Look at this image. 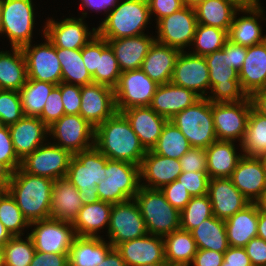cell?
Returning a JSON list of instances; mask_svg holds the SVG:
<instances>
[{
    "label": "cell",
    "mask_w": 266,
    "mask_h": 266,
    "mask_svg": "<svg viewBox=\"0 0 266 266\" xmlns=\"http://www.w3.org/2000/svg\"><path fill=\"white\" fill-rule=\"evenodd\" d=\"M224 260L223 252L208 249H197L190 265L193 266H221Z\"/></svg>",
    "instance_id": "cell-61"
},
{
    "label": "cell",
    "mask_w": 266,
    "mask_h": 266,
    "mask_svg": "<svg viewBox=\"0 0 266 266\" xmlns=\"http://www.w3.org/2000/svg\"><path fill=\"white\" fill-rule=\"evenodd\" d=\"M81 1V7L90 9L92 11L96 12H102L107 13L112 10V7H114L119 0H80Z\"/></svg>",
    "instance_id": "cell-64"
},
{
    "label": "cell",
    "mask_w": 266,
    "mask_h": 266,
    "mask_svg": "<svg viewBox=\"0 0 266 266\" xmlns=\"http://www.w3.org/2000/svg\"><path fill=\"white\" fill-rule=\"evenodd\" d=\"M53 184L52 179L29 174L21 167L13 172L7 190L29 224L50 218Z\"/></svg>",
    "instance_id": "cell-2"
},
{
    "label": "cell",
    "mask_w": 266,
    "mask_h": 266,
    "mask_svg": "<svg viewBox=\"0 0 266 266\" xmlns=\"http://www.w3.org/2000/svg\"><path fill=\"white\" fill-rule=\"evenodd\" d=\"M207 195L213 215L224 221L250 204L230 178H211Z\"/></svg>",
    "instance_id": "cell-23"
},
{
    "label": "cell",
    "mask_w": 266,
    "mask_h": 266,
    "mask_svg": "<svg viewBox=\"0 0 266 266\" xmlns=\"http://www.w3.org/2000/svg\"><path fill=\"white\" fill-rule=\"evenodd\" d=\"M252 103L250 97L238 102L212 103L217 140L243 141Z\"/></svg>",
    "instance_id": "cell-12"
},
{
    "label": "cell",
    "mask_w": 266,
    "mask_h": 266,
    "mask_svg": "<svg viewBox=\"0 0 266 266\" xmlns=\"http://www.w3.org/2000/svg\"><path fill=\"white\" fill-rule=\"evenodd\" d=\"M257 237L266 241V213L259 212L258 209V225Z\"/></svg>",
    "instance_id": "cell-68"
},
{
    "label": "cell",
    "mask_w": 266,
    "mask_h": 266,
    "mask_svg": "<svg viewBox=\"0 0 266 266\" xmlns=\"http://www.w3.org/2000/svg\"><path fill=\"white\" fill-rule=\"evenodd\" d=\"M259 158L261 159V161H262V163H263V166H264V168L266 169V151L263 152V153L259 156Z\"/></svg>",
    "instance_id": "cell-74"
},
{
    "label": "cell",
    "mask_w": 266,
    "mask_h": 266,
    "mask_svg": "<svg viewBox=\"0 0 266 266\" xmlns=\"http://www.w3.org/2000/svg\"><path fill=\"white\" fill-rule=\"evenodd\" d=\"M186 137L191 147L208 148L217 140L212 102L200 98L170 119Z\"/></svg>",
    "instance_id": "cell-7"
},
{
    "label": "cell",
    "mask_w": 266,
    "mask_h": 266,
    "mask_svg": "<svg viewBox=\"0 0 266 266\" xmlns=\"http://www.w3.org/2000/svg\"><path fill=\"white\" fill-rule=\"evenodd\" d=\"M106 179L97 185L100 201L117 204L134 199L140 188V166L126 161L108 160Z\"/></svg>",
    "instance_id": "cell-6"
},
{
    "label": "cell",
    "mask_w": 266,
    "mask_h": 266,
    "mask_svg": "<svg viewBox=\"0 0 266 266\" xmlns=\"http://www.w3.org/2000/svg\"><path fill=\"white\" fill-rule=\"evenodd\" d=\"M156 23V42L180 51H185L184 48L191 46L198 24L195 9L188 6L163 17Z\"/></svg>",
    "instance_id": "cell-15"
},
{
    "label": "cell",
    "mask_w": 266,
    "mask_h": 266,
    "mask_svg": "<svg viewBox=\"0 0 266 266\" xmlns=\"http://www.w3.org/2000/svg\"><path fill=\"white\" fill-rule=\"evenodd\" d=\"M80 18H65L59 22L48 18L43 28V35L56 47L62 49H82L95 35L97 28L89 31L83 20L87 11Z\"/></svg>",
    "instance_id": "cell-18"
},
{
    "label": "cell",
    "mask_w": 266,
    "mask_h": 266,
    "mask_svg": "<svg viewBox=\"0 0 266 266\" xmlns=\"http://www.w3.org/2000/svg\"><path fill=\"white\" fill-rule=\"evenodd\" d=\"M171 83L206 98L210 89L209 69L204 56L181 51L176 59Z\"/></svg>",
    "instance_id": "cell-19"
},
{
    "label": "cell",
    "mask_w": 266,
    "mask_h": 266,
    "mask_svg": "<svg viewBox=\"0 0 266 266\" xmlns=\"http://www.w3.org/2000/svg\"><path fill=\"white\" fill-rule=\"evenodd\" d=\"M167 264L189 266L197 252L191 232L178 229L163 237Z\"/></svg>",
    "instance_id": "cell-39"
},
{
    "label": "cell",
    "mask_w": 266,
    "mask_h": 266,
    "mask_svg": "<svg viewBox=\"0 0 266 266\" xmlns=\"http://www.w3.org/2000/svg\"><path fill=\"white\" fill-rule=\"evenodd\" d=\"M209 69L210 91L207 99L212 103L238 102L247 95L241 89L239 72L227 66V54L221 49L204 56Z\"/></svg>",
    "instance_id": "cell-8"
},
{
    "label": "cell",
    "mask_w": 266,
    "mask_h": 266,
    "mask_svg": "<svg viewBox=\"0 0 266 266\" xmlns=\"http://www.w3.org/2000/svg\"><path fill=\"white\" fill-rule=\"evenodd\" d=\"M0 266H5L3 245H0Z\"/></svg>",
    "instance_id": "cell-73"
},
{
    "label": "cell",
    "mask_w": 266,
    "mask_h": 266,
    "mask_svg": "<svg viewBox=\"0 0 266 266\" xmlns=\"http://www.w3.org/2000/svg\"><path fill=\"white\" fill-rule=\"evenodd\" d=\"M239 83L248 97L266 89V40L247 47L246 58L239 71Z\"/></svg>",
    "instance_id": "cell-30"
},
{
    "label": "cell",
    "mask_w": 266,
    "mask_h": 266,
    "mask_svg": "<svg viewBox=\"0 0 266 266\" xmlns=\"http://www.w3.org/2000/svg\"><path fill=\"white\" fill-rule=\"evenodd\" d=\"M43 37L46 42L34 46L30 43L21 48L26 60L27 78L59 85L62 70L56 47Z\"/></svg>",
    "instance_id": "cell-17"
},
{
    "label": "cell",
    "mask_w": 266,
    "mask_h": 266,
    "mask_svg": "<svg viewBox=\"0 0 266 266\" xmlns=\"http://www.w3.org/2000/svg\"><path fill=\"white\" fill-rule=\"evenodd\" d=\"M121 75L117 59L107 40L98 35V62L93 83L103 84L112 88L118 85Z\"/></svg>",
    "instance_id": "cell-43"
},
{
    "label": "cell",
    "mask_w": 266,
    "mask_h": 266,
    "mask_svg": "<svg viewBox=\"0 0 266 266\" xmlns=\"http://www.w3.org/2000/svg\"><path fill=\"white\" fill-rule=\"evenodd\" d=\"M94 146L109 160L126 161L138 166L146 154L129 121L120 112L95 128Z\"/></svg>",
    "instance_id": "cell-1"
},
{
    "label": "cell",
    "mask_w": 266,
    "mask_h": 266,
    "mask_svg": "<svg viewBox=\"0 0 266 266\" xmlns=\"http://www.w3.org/2000/svg\"><path fill=\"white\" fill-rule=\"evenodd\" d=\"M200 98L194 91L169 82L157 87L150 107L160 116L170 120Z\"/></svg>",
    "instance_id": "cell-28"
},
{
    "label": "cell",
    "mask_w": 266,
    "mask_h": 266,
    "mask_svg": "<svg viewBox=\"0 0 266 266\" xmlns=\"http://www.w3.org/2000/svg\"><path fill=\"white\" fill-rule=\"evenodd\" d=\"M112 205L100 200L83 205L72 223L77 236L98 237V231L108 229Z\"/></svg>",
    "instance_id": "cell-35"
},
{
    "label": "cell",
    "mask_w": 266,
    "mask_h": 266,
    "mask_svg": "<svg viewBox=\"0 0 266 266\" xmlns=\"http://www.w3.org/2000/svg\"><path fill=\"white\" fill-rule=\"evenodd\" d=\"M2 3H3V0H0V34L2 32V20H1Z\"/></svg>",
    "instance_id": "cell-75"
},
{
    "label": "cell",
    "mask_w": 266,
    "mask_h": 266,
    "mask_svg": "<svg viewBox=\"0 0 266 266\" xmlns=\"http://www.w3.org/2000/svg\"><path fill=\"white\" fill-rule=\"evenodd\" d=\"M158 86L142 69L121 72L118 85L114 88L117 112L131 107L150 106Z\"/></svg>",
    "instance_id": "cell-13"
},
{
    "label": "cell",
    "mask_w": 266,
    "mask_h": 266,
    "mask_svg": "<svg viewBox=\"0 0 266 266\" xmlns=\"http://www.w3.org/2000/svg\"><path fill=\"white\" fill-rule=\"evenodd\" d=\"M126 266H143L154 263H166L164 240L162 236L147 234L119 244Z\"/></svg>",
    "instance_id": "cell-22"
},
{
    "label": "cell",
    "mask_w": 266,
    "mask_h": 266,
    "mask_svg": "<svg viewBox=\"0 0 266 266\" xmlns=\"http://www.w3.org/2000/svg\"><path fill=\"white\" fill-rule=\"evenodd\" d=\"M32 0H3L2 32L10 40L12 47L22 48L32 43L35 23V8Z\"/></svg>",
    "instance_id": "cell-9"
},
{
    "label": "cell",
    "mask_w": 266,
    "mask_h": 266,
    "mask_svg": "<svg viewBox=\"0 0 266 266\" xmlns=\"http://www.w3.org/2000/svg\"><path fill=\"white\" fill-rule=\"evenodd\" d=\"M61 98L62 96H61V83H60L48 95V98L46 99L45 105L43 107L42 114L39 116V118L48 127L65 114Z\"/></svg>",
    "instance_id": "cell-52"
},
{
    "label": "cell",
    "mask_w": 266,
    "mask_h": 266,
    "mask_svg": "<svg viewBox=\"0 0 266 266\" xmlns=\"http://www.w3.org/2000/svg\"><path fill=\"white\" fill-rule=\"evenodd\" d=\"M221 266H252V264L244 247L229 246L224 252V260Z\"/></svg>",
    "instance_id": "cell-62"
},
{
    "label": "cell",
    "mask_w": 266,
    "mask_h": 266,
    "mask_svg": "<svg viewBox=\"0 0 266 266\" xmlns=\"http://www.w3.org/2000/svg\"><path fill=\"white\" fill-rule=\"evenodd\" d=\"M243 155L259 157L266 151V117L251 108L245 136L239 144Z\"/></svg>",
    "instance_id": "cell-44"
},
{
    "label": "cell",
    "mask_w": 266,
    "mask_h": 266,
    "mask_svg": "<svg viewBox=\"0 0 266 266\" xmlns=\"http://www.w3.org/2000/svg\"><path fill=\"white\" fill-rule=\"evenodd\" d=\"M13 171L4 163L0 162V190H6L12 180Z\"/></svg>",
    "instance_id": "cell-67"
},
{
    "label": "cell",
    "mask_w": 266,
    "mask_h": 266,
    "mask_svg": "<svg viewBox=\"0 0 266 266\" xmlns=\"http://www.w3.org/2000/svg\"><path fill=\"white\" fill-rule=\"evenodd\" d=\"M61 96L65 114H79L81 108V86L61 82Z\"/></svg>",
    "instance_id": "cell-56"
},
{
    "label": "cell",
    "mask_w": 266,
    "mask_h": 266,
    "mask_svg": "<svg viewBox=\"0 0 266 266\" xmlns=\"http://www.w3.org/2000/svg\"><path fill=\"white\" fill-rule=\"evenodd\" d=\"M108 160L95 146L71 157L65 178L79 190L83 205L99 201L97 185L107 178Z\"/></svg>",
    "instance_id": "cell-4"
},
{
    "label": "cell",
    "mask_w": 266,
    "mask_h": 266,
    "mask_svg": "<svg viewBox=\"0 0 266 266\" xmlns=\"http://www.w3.org/2000/svg\"><path fill=\"white\" fill-rule=\"evenodd\" d=\"M228 40V32L218 27L197 24L196 32L193 38L195 50L191 54L205 56L212 52L221 50Z\"/></svg>",
    "instance_id": "cell-46"
},
{
    "label": "cell",
    "mask_w": 266,
    "mask_h": 266,
    "mask_svg": "<svg viewBox=\"0 0 266 266\" xmlns=\"http://www.w3.org/2000/svg\"><path fill=\"white\" fill-rule=\"evenodd\" d=\"M190 148L188 140L179 128L168 120L152 151L161 156L180 159Z\"/></svg>",
    "instance_id": "cell-45"
},
{
    "label": "cell",
    "mask_w": 266,
    "mask_h": 266,
    "mask_svg": "<svg viewBox=\"0 0 266 266\" xmlns=\"http://www.w3.org/2000/svg\"><path fill=\"white\" fill-rule=\"evenodd\" d=\"M182 172L207 170L206 151L204 148L191 147L180 159Z\"/></svg>",
    "instance_id": "cell-55"
},
{
    "label": "cell",
    "mask_w": 266,
    "mask_h": 266,
    "mask_svg": "<svg viewBox=\"0 0 266 266\" xmlns=\"http://www.w3.org/2000/svg\"><path fill=\"white\" fill-rule=\"evenodd\" d=\"M48 135L58 141L53 144L74 155L94 146L95 128L80 114H64L48 127Z\"/></svg>",
    "instance_id": "cell-11"
},
{
    "label": "cell",
    "mask_w": 266,
    "mask_h": 266,
    "mask_svg": "<svg viewBox=\"0 0 266 266\" xmlns=\"http://www.w3.org/2000/svg\"><path fill=\"white\" fill-rule=\"evenodd\" d=\"M252 266H266V241L261 238L251 239L244 247Z\"/></svg>",
    "instance_id": "cell-59"
},
{
    "label": "cell",
    "mask_w": 266,
    "mask_h": 266,
    "mask_svg": "<svg viewBox=\"0 0 266 266\" xmlns=\"http://www.w3.org/2000/svg\"><path fill=\"white\" fill-rule=\"evenodd\" d=\"M222 50L227 54V66L229 69H234L239 72L246 58L247 47L234 44L230 40H227Z\"/></svg>",
    "instance_id": "cell-58"
},
{
    "label": "cell",
    "mask_w": 266,
    "mask_h": 266,
    "mask_svg": "<svg viewBox=\"0 0 266 266\" xmlns=\"http://www.w3.org/2000/svg\"><path fill=\"white\" fill-rule=\"evenodd\" d=\"M166 263H154V264H147L143 266H164Z\"/></svg>",
    "instance_id": "cell-76"
},
{
    "label": "cell",
    "mask_w": 266,
    "mask_h": 266,
    "mask_svg": "<svg viewBox=\"0 0 266 266\" xmlns=\"http://www.w3.org/2000/svg\"><path fill=\"white\" fill-rule=\"evenodd\" d=\"M129 121L144 149L152 150L168 121L150 106L131 107L121 112Z\"/></svg>",
    "instance_id": "cell-26"
},
{
    "label": "cell",
    "mask_w": 266,
    "mask_h": 266,
    "mask_svg": "<svg viewBox=\"0 0 266 266\" xmlns=\"http://www.w3.org/2000/svg\"><path fill=\"white\" fill-rule=\"evenodd\" d=\"M238 4L241 8L248 7L259 3V0H232Z\"/></svg>",
    "instance_id": "cell-71"
},
{
    "label": "cell",
    "mask_w": 266,
    "mask_h": 266,
    "mask_svg": "<svg viewBox=\"0 0 266 266\" xmlns=\"http://www.w3.org/2000/svg\"><path fill=\"white\" fill-rule=\"evenodd\" d=\"M203 0H183L185 6L196 7Z\"/></svg>",
    "instance_id": "cell-72"
},
{
    "label": "cell",
    "mask_w": 266,
    "mask_h": 266,
    "mask_svg": "<svg viewBox=\"0 0 266 266\" xmlns=\"http://www.w3.org/2000/svg\"><path fill=\"white\" fill-rule=\"evenodd\" d=\"M230 179L250 203H255L266 189V169L256 156L243 155Z\"/></svg>",
    "instance_id": "cell-21"
},
{
    "label": "cell",
    "mask_w": 266,
    "mask_h": 266,
    "mask_svg": "<svg viewBox=\"0 0 266 266\" xmlns=\"http://www.w3.org/2000/svg\"><path fill=\"white\" fill-rule=\"evenodd\" d=\"M11 52L0 51V90L20 91L27 80L26 60L21 48Z\"/></svg>",
    "instance_id": "cell-38"
},
{
    "label": "cell",
    "mask_w": 266,
    "mask_h": 266,
    "mask_svg": "<svg viewBox=\"0 0 266 266\" xmlns=\"http://www.w3.org/2000/svg\"><path fill=\"white\" fill-rule=\"evenodd\" d=\"M214 216L208 195L191 197L180 212V228L191 232L207 218Z\"/></svg>",
    "instance_id": "cell-48"
},
{
    "label": "cell",
    "mask_w": 266,
    "mask_h": 266,
    "mask_svg": "<svg viewBox=\"0 0 266 266\" xmlns=\"http://www.w3.org/2000/svg\"><path fill=\"white\" fill-rule=\"evenodd\" d=\"M258 207L250 203L225 221L226 235L229 246L245 247L257 237Z\"/></svg>",
    "instance_id": "cell-33"
},
{
    "label": "cell",
    "mask_w": 266,
    "mask_h": 266,
    "mask_svg": "<svg viewBox=\"0 0 266 266\" xmlns=\"http://www.w3.org/2000/svg\"><path fill=\"white\" fill-rule=\"evenodd\" d=\"M160 191L165 196L167 202L180 212L186 207L191 199L186 188H184L177 179L163 186Z\"/></svg>",
    "instance_id": "cell-54"
},
{
    "label": "cell",
    "mask_w": 266,
    "mask_h": 266,
    "mask_svg": "<svg viewBox=\"0 0 266 266\" xmlns=\"http://www.w3.org/2000/svg\"><path fill=\"white\" fill-rule=\"evenodd\" d=\"M8 128L14 151L21 161L44 144L49 137L48 126L39 117L23 116Z\"/></svg>",
    "instance_id": "cell-25"
},
{
    "label": "cell",
    "mask_w": 266,
    "mask_h": 266,
    "mask_svg": "<svg viewBox=\"0 0 266 266\" xmlns=\"http://www.w3.org/2000/svg\"><path fill=\"white\" fill-rule=\"evenodd\" d=\"M30 266H69V254H54L35 251Z\"/></svg>",
    "instance_id": "cell-60"
},
{
    "label": "cell",
    "mask_w": 266,
    "mask_h": 266,
    "mask_svg": "<svg viewBox=\"0 0 266 266\" xmlns=\"http://www.w3.org/2000/svg\"><path fill=\"white\" fill-rule=\"evenodd\" d=\"M240 8L232 0H203L194 7L198 24L218 27L227 32Z\"/></svg>",
    "instance_id": "cell-37"
},
{
    "label": "cell",
    "mask_w": 266,
    "mask_h": 266,
    "mask_svg": "<svg viewBox=\"0 0 266 266\" xmlns=\"http://www.w3.org/2000/svg\"><path fill=\"white\" fill-rule=\"evenodd\" d=\"M116 112L114 88L98 83L81 86L79 114L94 128Z\"/></svg>",
    "instance_id": "cell-20"
},
{
    "label": "cell",
    "mask_w": 266,
    "mask_h": 266,
    "mask_svg": "<svg viewBox=\"0 0 266 266\" xmlns=\"http://www.w3.org/2000/svg\"><path fill=\"white\" fill-rule=\"evenodd\" d=\"M180 52L177 48L155 41L144 58L141 69L157 84L169 83Z\"/></svg>",
    "instance_id": "cell-32"
},
{
    "label": "cell",
    "mask_w": 266,
    "mask_h": 266,
    "mask_svg": "<svg viewBox=\"0 0 266 266\" xmlns=\"http://www.w3.org/2000/svg\"><path fill=\"white\" fill-rule=\"evenodd\" d=\"M182 173L179 159H172L147 150L140 165V186L149 189H161L175 181ZM144 179V180H143Z\"/></svg>",
    "instance_id": "cell-24"
},
{
    "label": "cell",
    "mask_w": 266,
    "mask_h": 266,
    "mask_svg": "<svg viewBox=\"0 0 266 266\" xmlns=\"http://www.w3.org/2000/svg\"><path fill=\"white\" fill-rule=\"evenodd\" d=\"M164 266H186V265H177V264H165Z\"/></svg>",
    "instance_id": "cell-77"
},
{
    "label": "cell",
    "mask_w": 266,
    "mask_h": 266,
    "mask_svg": "<svg viewBox=\"0 0 266 266\" xmlns=\"http://www.w3.org/2000/svg\"><path fill=\"white\" fill-rule=\"evenodd\" d=\"M252 108L266 117V89L259 90L250 96Z\"/></svg>",
    "instance_id": "cell-65"
},
{
    "label": "cell",
    "mask_w": 266,
    "mask_h": 266,
    "mask_svg": "<svg viewBox=\"0 0 266 266\" xmlns=\"http://www.w3.org/2000/svg\"><path fill=\"white\" fill-rule=\"evenodd\" d=\"M97 266H126L125 261L122 259L120 252L116 248H112L104 260Z\"/></svg>",
    "instance_id": "cell-66"
},
{
    "label": "cell",
    "mask_w": 266,
    "mask_h": 266,
    "mask_svg": "<svg viewBox=\"0 0 266 266\" xmlns=\"http://www.w3.org/2000/svg\"><path fill=\"white\" fill-rule=\"evenodd\" d=\"M0 221L12 236H22L30 225L7 189L0 190Z\"/></svg>",
    "instance_id": "cell-47"
},
{
    "label": "cell",
    "mask_w": 266,
    "mask_h": 266,
    "mask_svg": "<svg viewBox=\"0 0 266 266\" xmlns=\"http://www.w3.org/2000/svg\"><path fill=\"white\" fill-rule=\"evenodd\" d=\"M31 226L34 228L28 235L31 237L36 251L54 254L70 253L77 237L72 223L47 218L32 222L29 227Z\"/></svg>",
    "instance_id": "cell-10"
},
{
    "label": "cell",
    "mask_w": 266,
    "mask_h": 266,
    "mask_svg": "<svg viewBox=\"0 0 266 266\" xmlns=\"http://www.w3.org/2000/svg\"><path fill=\"white\" fill-rule=\"evenodd\" d=\"M149 6L150 16L154 14L156 21L158 22L165 16L183 8L185 5L183 0H147Z\"/></svg>",
    "instance_id": "cell-57"
},
{
    "label": "cell",
    "mask_w": 266,
    "mask_h": 266,
    "mask_svg": "<svg viewBox=\"0 0 266 266\" xmlns=\"http://www.w3.org/2000/svg\"><path fill=\"white\" fill-rule=\"evenodd\" d=\"M234 141L213 142L206 151L209 178H230L238 161L243 156L237 154Z\"/></svg>",
    "instance_id": "cell-34"
},
{
    "label": "cell",
    "mask_w": 266,
    "mask_h": 266,
    "mask_svg": "<svg viewBox=\"0 0 266 266\" xmlns=\"http://www.w3.org/2000/svg\"><path fill=\"white\" fill-rule=\"evenodd\" d=\"M255 203L257 204L259 212L266 213V189Z\"/></svg>",
    "instance_id": "cell-70"
},
{
    "label": "cell",
    "mask_w": 266,
    "mask_h": 266,
    "mask_svg": "<svg viewBox=\"0 0 266 266\" xmlns=\"http://www.w3.org/2000/svg\"><path fill=\"white\" fill-rule=\"evenodd\" d=\"M239 12L247 14V16L242 15L237 18L236 15ZM239 12H236L234 15L233 22L228 31V40L245 47L264 42L266 35L262 34V27L258 22V18L266 20L261 4L258 3L252 6L242 7L239 9Z\"/></svg>",
    "instance_id": "cell-27"
},
{
    "label": "cell",
    "mask_w": 266,
    "mask_h": 266,
    "mask_svg": "<svg viewBox=\"0 0 266 266\" xmlns=\"http://www.w3.org/2000/svg\"><path fill=\"white\" fill-rule=\"evenodd\" d=\"M177 180L186 188L191 197L204 196L208 193L210 178L207 170L182 172Z\"/></svg>",
    "instance_id": "cell-51"
},
{
    "label": "cell",
    "mask_w": 266,
    "mask_h": 266,
    "mask_svg": "<svg viewBox=\"0 0 266 266\" xmlns=\"http://www.w3.org/2000/svg\"><path fill=\"white\" fill-rule=\"evenodd\" d=\"M83 202L79 190L65 177L54 180L51 192L50 218L73 223Z\"/></svg>",
    "instance_id": "cell-31"
},
{
    "label": "cell",
    "mask_w": 266,
    "mask_h": 266,
    "mask_svg": "<svg viewBox=\"0 0 266 266\" xmlns=\"http://www.w3.org/2000/svg\"><path fill=\"white\" fill-rule=\"evenodd\" d=\"M113 246L102 236H77L69 253V266H97Z\"/></svg>",
    "instance_id": "cell-36"
},
{
    "label": "cell",
    "mask_w": 266,
    "mask_h": 266,
    "mask_svg": "<svg viewBox=\"0 0 266 266\" xmlns=\"http://www.w3.org/2000/svg\"><path fill=\"white\" fill-rule=\"evenodd\" d=\"M197 249L225 252L229 248L225 221L215 216L205 219L191 231Z\"/></svg>",
    "instance_id": "cell-40"
},
{
    "label": "cell",
    "mask_w": 266,
    "mask_h": 266,
    "mask_svg": "<svg viewBox=\"0 0 266 266\" xmlns=\"http://www.w3.org/2000/svg\"><path fill=\"white\" fill-rule=\"evenodd\" d=\"M82 58L88 72L92 76L95 73L98 62V34L95 35L83 48Z\"/></svg>",
    "instance_id": "cell-63"
},
{
    "label": "cell",
    "mask_w": 266,
    "mask_h": 266,
    "mask_svg": "<svg viewBox=\"0 0 266 266\" xmlns=\"http://www.w3.org/2000/svg\"><path fill=\"white\" fill-rule=\"evenodd\" d=\"M134 200L139 206L148 234L164 237L180 229V211L167 202L159 189L140 186Z\"/></svg>",
    "instance_id": "cell-5"
},
{
    "label": "cell",
    "mask_w": 266,
    "mask_h": 266,
    "mask_svg": "<svg viewBox=\"0 0 266 266\" xmlns=\"http://www.w3.org/2000/svg\"><path fill=\"white\" fill-rule=\"evenodd\" d=\"M73 155L52 142L44 143L21 161V168L32 175L53 181L66 177Z\"/></svg>",
    "instance_id": "cell-16"
},
{
    "label": "cell",
    "mask_w": 266,
    "mask_h": 266,
    "mask_svg": "<svg viewBox=\"0 0 266 266\" xmlns=\"http://www.w3.org/2000/svg\"><path fill=\"white\" fill-rule=\"evenodd\" d=\"M0 162L6 164L13 172L21 167L17 157L8 126L0 125Z\"/></svg>",
    "instance_id": "cell-53"
},
{
    "label": "cell",
    "mask_w": 266,
    "mask_h": 266,
    "mask_svg": "<svg viewBox=\"0 0 266 266\" xmlns=\"http://www.w3.org/2000/svg\"><path fill=\"white\" fill-rule=\"evenodd\" d=\"M106 40L114 52L121 72L141 69L144 58L156 41L155 37L147 34Z\"/></svg>",
    "instance_id": "cell-29"
},
{
    "label": "cell",
    "mask_w": 266,
    "mask_h": 266,
    "mask_svg": "<svg viewBox=\"0 0 266 266\" xmlns=\"http://www.w3.org/2000/svg\"><path fill=\"white\" fill-rule=\"evenodd\" d=\"M56 86L53 83L27 78L21 90L18 91L24 116L39 117L48 95Z\"/></svg>",
    "instance_id": "cell-42"
},
{
    "label": "cell",
    "mask_w": 266,
    "mask_h": 266,
    "mask_svg": "<svg viewBox=\"0 0 266 266\" xmlns=\"http://www.w3.org/2000/svg\"><path fill=\"white\" fill-rule=\"evenodd\" d=\"M56 54L61 64L62 82L78 86L93 83L82 58V49L56 48Z\"/></svg>",
    "instance_id": "cell-41"
},
{
    "label": "cell",
    "mask_w": 266,
    "mask_h": 266,
    "mask_svg": "<svg viewBox=\"0 0 266 266\" xmlns=\"http://www.w3.org/2000/svg\"><path fill=\"white\" fill-rule=\"evenodd\" d=\"M24 116L18 91L0 90V125L10 126Z\"/></svg>",
    "instance_id": "cell-50"
},
{
    "label": "cell",
    "mask_w": 266,
    "mask_h": 266,
    "mask_svg": "<svg viewBox=\"0 0 266 266\" xmlns=\"http://www.w3.org/2000/svg\"><path fill=\"white\" fill-rule=\"evenodd\" d=\"M107 233L108 242L114 248L123 242L148 234L145 221L134 199L112 205Z\"/></svg>",
    "instance_id": "cell-14"
},
{
    "label": "cell",
    "mask_w": 266,
    "mask_h": 266,
    "mask_svg": "<svg viewBox=\"0 0 266 266\" xmlns=\"http://www.w3.org/2000/svg\"><path fill=\"white\" fill-rule=\"evenodd\" d=\"M107 14L97 28V34L104 39L144 34L143 30L151 19L147 0L118 1Z\"/></svg>",
    "instance_id": "cell-3"
},
{
    "label": "cell",
    "mask_w": 266,
    "mask_h": 266,
    "mask_svg": "<svg viewBox=\"0 0 266 266\" xmlns=\"http://www.w3.org/2000/svg\"><path fill=\"white\" fill-rule=\"evenodd\" d=\"M13 236L0 221V245H5Z\"/></svg>",
    "instance_id": "cell-69"
},
{
    "label": "cell",
    "mask_w": 266,
    "mask_h": 266,
    "mask_svg": "<svg viewBox=\"0 0 266 266\" xmlns=\"http://www.w3.org/2000/svg\"><path fill=\"white\" fill-rule=\"evenodd\" d=\"M3 247L5 266H30L36 251L29 235L13 236Z\"/></svg>",
    "instance_id": "cell-49"
}]
</instances>
